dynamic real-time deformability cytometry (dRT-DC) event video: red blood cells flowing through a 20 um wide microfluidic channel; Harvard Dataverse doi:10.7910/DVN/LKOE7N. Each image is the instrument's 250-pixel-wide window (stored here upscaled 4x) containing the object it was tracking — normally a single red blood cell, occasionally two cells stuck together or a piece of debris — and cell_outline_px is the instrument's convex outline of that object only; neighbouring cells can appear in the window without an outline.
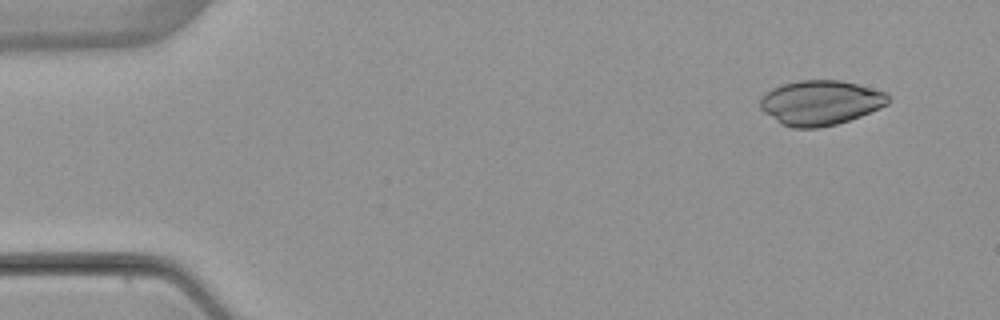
{"species": "common noctule bat (a hibernating species)", "species_latin": "Nyctalus noctula", "temperature_condition": "warm", "stored_images_in_passage": 5, "camera_frame_rate_fps": 3000, "um_per_image_px": 0.085, "animal": {"sex": "female", "body_mass_g": 22.7, "forearm_length_mm": 54.2}, "frame": {"image": 1, "passage_image": 1, "time_ms": 0.0, "image_size_px": [1000, 320], "cell_outline_px": [[888, 104], [880, 108], [860, 116], [836, 124], [816, 128], [792, 128], [780, 124], [764, 112], [760, 108], [760, 96], [764, 92], [772, 88], [784, 84], [800, 80], [840, 80], [888, 92]], "centroid_in_image_um": [69.71, 8.73], "position_along_channel_um": 15.3, "area_um2": 33.47}}